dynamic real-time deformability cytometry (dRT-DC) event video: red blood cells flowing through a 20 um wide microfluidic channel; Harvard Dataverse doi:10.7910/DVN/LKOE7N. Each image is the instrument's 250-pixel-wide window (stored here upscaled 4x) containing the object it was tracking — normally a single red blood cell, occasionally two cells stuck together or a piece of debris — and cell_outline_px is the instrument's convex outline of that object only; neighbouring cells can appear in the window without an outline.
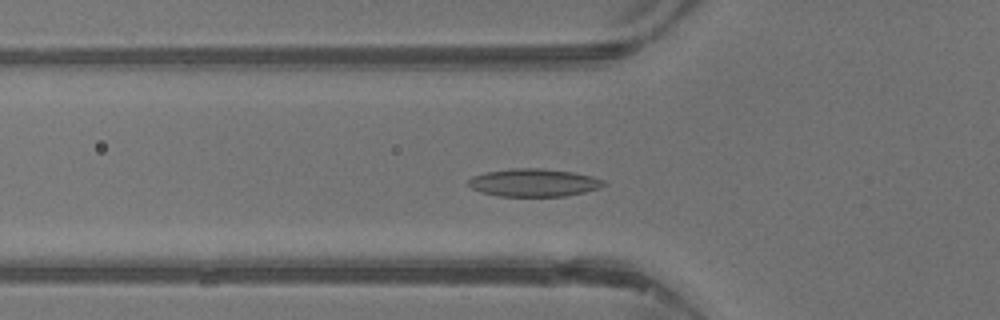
{"species": "common noctule bat (a hibernating species)", "species_latin": "Nyctalus noctula", "temperature_condition": "warm", "stored_images_in_passage": 42, "camera_frame_rate_fps": 3000, "um_per_image_px": 0.085, "animal": {"sex": "male", "body_mass_g": 13.3}, "frame": {"image": 1, "passage_image": 14, "time_ms": 4.333, "image_size_px": [1000, 320], "cell_outline_px": [[604, 184], [600, 188], [584, 192], [564, 196], [496, 196], [480, 192], [472, 188], [468, 184], [468, 180], [472, 176], [488, 172], [512, 168], [540, 168], [572, 172], [592, 176], [604, 180]], "centroid_in_image_um": [45.35, 15.53], "position_along_channel_um": 80.4, "area_um2": 21.85}}
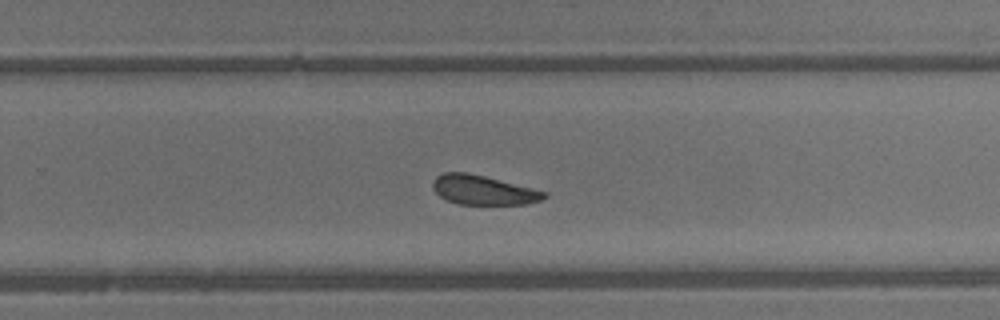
{"frame": {"image": 2, "passage_image": 27, "time_ms": 8.667, "image_size_px": [1000, 320], "cell_outline_px": [[548, 196], [540, 200], [524, 204], [460, 204], [448, 200], [440, 196], [432, 188], [432, 180], [436, 176], [444, 172], [468, 172], [548, 192]], "centroid_in_image_um": [41.05, 16.14], "position_along_channel_um": 288.8, "area_um2": 18.96}}
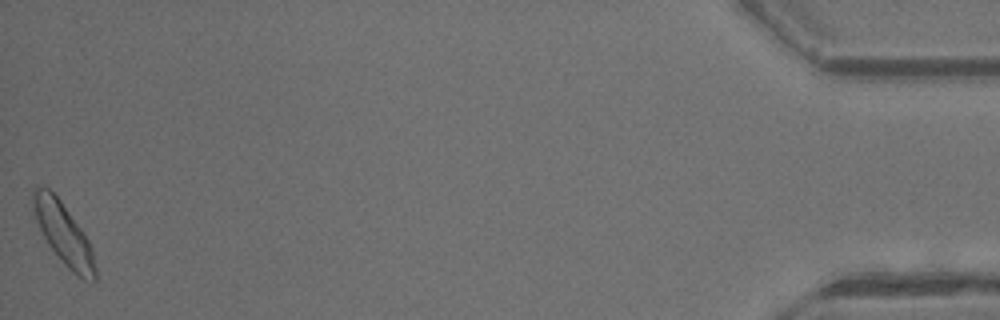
{"frame": {"image": 3, "passage_image": 42, "time_ms": 13.667, "image_size_px": [1000, 320], "cell_outline_px": [[96, 280], [84, 280], [76, 276], [68, 268], [48, 244], [36, 220], [32, 200], [32, 192], [36, 188], [48, 188], [60, 200], [80, 228], [88, 240], [92, 252], [96, 268]], "centroid_in_image_um": [5.41, 19.9], "position_along_channel_um": 429.8, "area_um2": 21.56}, "authors_computed_cell_mechanics": {"area_um2": 20.3456, "velocity_mm_per_s": 4.8014, "shape_relaxation_time_tau1_ms": 4.0111, "shape_relaxation_time_tau2_ms": 2.8732, "deformation_change_tau1": 0.119, "deformation_change_tau2": 0.0943}}